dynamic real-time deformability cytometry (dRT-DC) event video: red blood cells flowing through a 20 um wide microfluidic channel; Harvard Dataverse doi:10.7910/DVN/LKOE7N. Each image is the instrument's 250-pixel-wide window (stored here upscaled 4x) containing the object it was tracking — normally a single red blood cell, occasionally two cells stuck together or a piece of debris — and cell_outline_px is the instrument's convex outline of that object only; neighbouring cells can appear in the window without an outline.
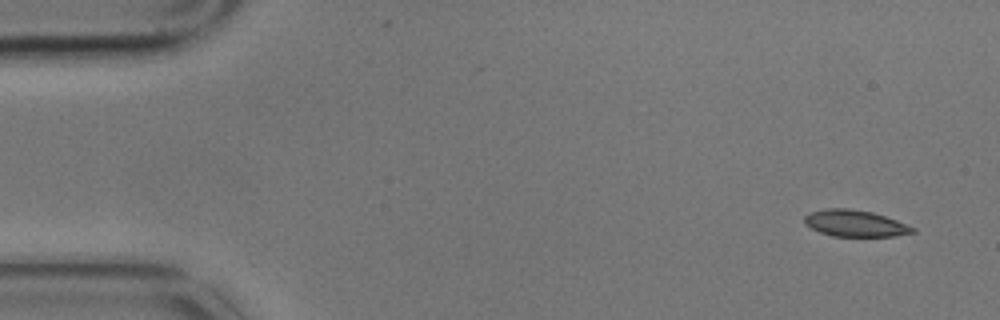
{"species": "common noctule bat (a hibernating species)", "species_latin": "Nyctalus noctula", "temperature_condition": "cold", "stored_images_in_passage": 4, "camera_frame_rate_fps": 3000, "um_per_image_px": 0.085, "animal": {"sex": "male", "body_mass_g": 17.9}, "frame": {"image": 1, "passage_image": 1, "time_ms": 0.0, "image_size_px": [1000, 320], "cell_outline_px": [[916, 232], [896, 236], [832, 236], [820, 232], [804, 224], [804, 216], [808, 212], [828, 208], [848, 208], [872, 212], [896, 220], [916, 228]], "centroid_in_image_um": [72.67, 18.98], "position_along_channel_um": 12.3, "area_um2": 16.76}}